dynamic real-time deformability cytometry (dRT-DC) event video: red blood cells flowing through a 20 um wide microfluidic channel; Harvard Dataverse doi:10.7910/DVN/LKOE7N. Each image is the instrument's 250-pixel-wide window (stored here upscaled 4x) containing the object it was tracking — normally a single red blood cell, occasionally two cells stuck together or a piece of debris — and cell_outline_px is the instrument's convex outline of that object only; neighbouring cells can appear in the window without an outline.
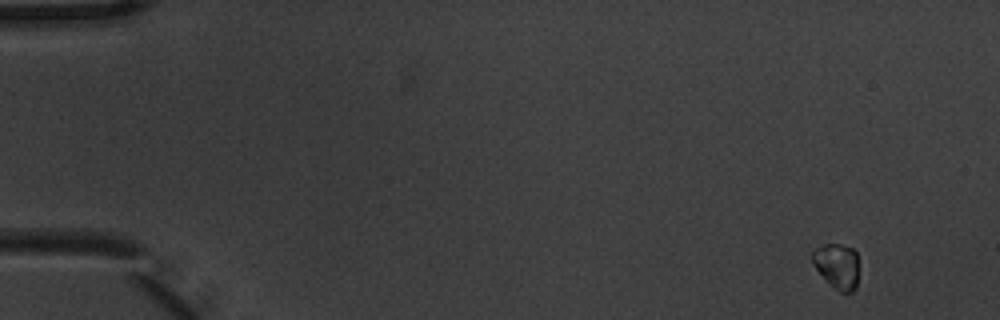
{"species": "common noctule bat (a hibernating species)", "species_latin": "Nyctalus noctula", "temperature_condition": "warm", "stored_images_in_passage": 5, "camera_frame_rate_fps": 3000, "um_per_image_px": 0.085, "animal": {"sex": "male", "body_mass_g": 20.1, "forearm_length_mm": 53.5}, "frame": {"image": 1, "passage_image": 1, "time_ms": 0.0, "image_size_px": [1000, 320], "cell_outline_px": [[856, 288], [852, 292], [840, 292], [812, 264], [812, 252], [816, 248], [824, 244], [840, 244], [852, 248], [856, 252]], "centroid_in_image_um": [71.14, 22.57], "position_along_channel_um": 13.9, "area_um2": 11.73}}
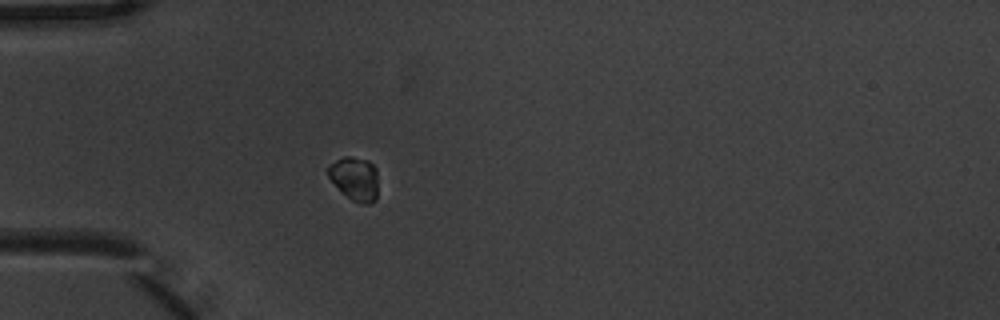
{"frame": {"image": 2, "passage_image": 5, "time_ms": 1.333, "image_size_px": [1000, 320], "cell_outline_px": [[376, 200], [368, 204], [364, 204], [352, 200], [328, 176], [328, 164], [344, 156], [348, 156], [368, 160], [376, 168]], "centroid_in_image_um": [30.16, 15.15], "position_along_channel_um": 54.8, "area_um2": 12.37}}